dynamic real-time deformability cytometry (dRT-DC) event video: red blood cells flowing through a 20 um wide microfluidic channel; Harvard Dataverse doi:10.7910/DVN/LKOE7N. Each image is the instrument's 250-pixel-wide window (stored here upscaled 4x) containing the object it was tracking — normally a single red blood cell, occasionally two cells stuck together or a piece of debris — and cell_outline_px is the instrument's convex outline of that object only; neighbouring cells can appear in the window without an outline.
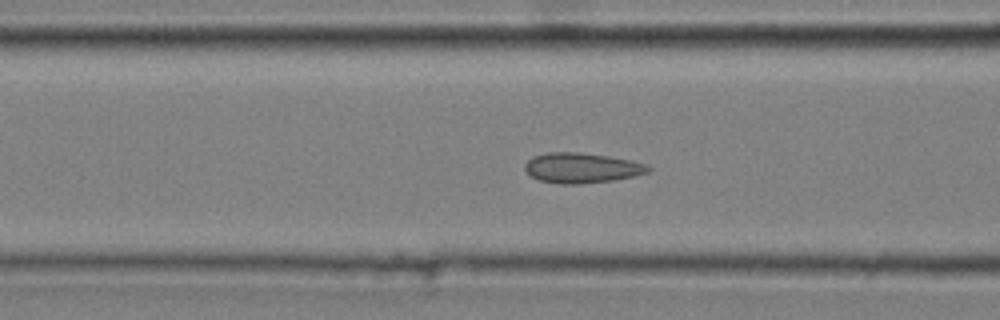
{"species": "common noctule bat (a hibernating species)", "species_latin": "Nyctalus noctula", "temperature_condition": "cold", "stored_images_in_passage": 43, "camera_frame_rate_fps": 3000, "um_per_image_px": 0.085, "animal": {"sex": "male", "body_mass_g": 20.4}, "frame": {"image": 1, "passage_image": 20, "time_ms": 6.333, "image_size_px": [1000, 320], "cell_outline_px": [[652, 168], [648, 172], [632, 176], [612, 180], [580, 184], [560, 184], [540, 180], [532, 176], [524, 168], [524, 164], [532, 156], [548, 152], [576, 152], [608, 156], [632, 160], [648, 164]], "centroid_in_image_um": [49.45, 14.26], "position_along_channel_um": 117.2, "area_um2": 21.62}}
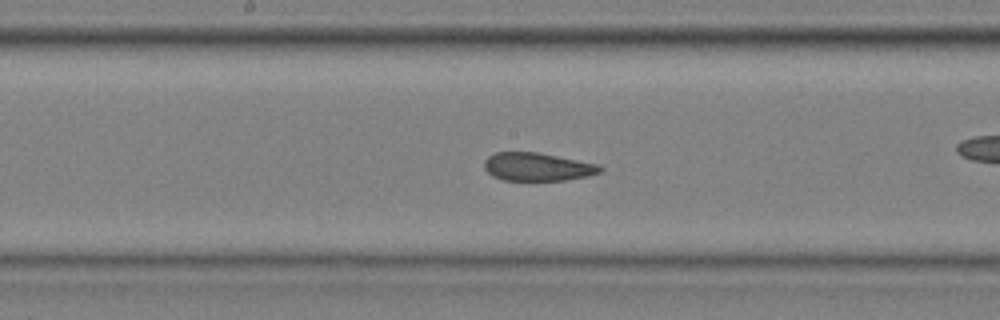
{"frame": {"image": 2, "passage_image": 27, "time_ms": 8.667, "image_size_px": [1000, 320], "cell_outline_px": [[604, 168], [600, 172], [588, 176], [564, 180], [504, 180], [492, 176], [484, 168], [484, 160], [488, 156], [496, 152], [536, 152], [600, 164]], "centroid_in_image_um": [45.68, 14.18], "position_along_channel_um": 202.5, "area_um2": 19.02}}
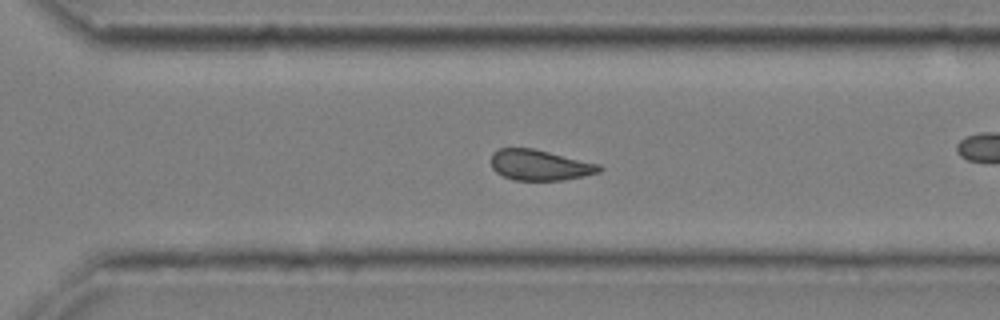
{"frame": {"image": 3, "passage_image": 37, "time_ms": 12.0, "image_size_px": [1000, 320], "cell_outline_px": [[604, 168], [600, 172], [584, 176], [564, 180], [512, 180], [496, 172], [492, 168], [492, 152], [500, 148], [532, 148], [600, 164]], "centroid_in_image_um": [45.9, 14.04], "position_along_channel_um": 324.7, "area_um2": 19.31}}